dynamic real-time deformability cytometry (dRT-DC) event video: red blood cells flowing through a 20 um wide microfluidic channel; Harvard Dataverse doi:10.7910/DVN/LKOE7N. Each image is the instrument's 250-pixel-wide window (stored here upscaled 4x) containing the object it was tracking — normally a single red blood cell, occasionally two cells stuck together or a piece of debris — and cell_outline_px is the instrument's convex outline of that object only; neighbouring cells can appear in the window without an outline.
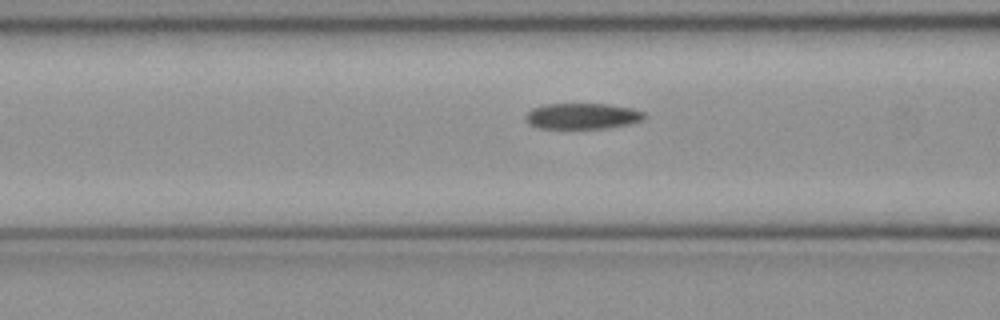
{"species": "common noctule bat (a hibernating species)", "species_latin": "Nyctalus noctula", "temperature_condition": "cold", "stored_images_in_passage": 17, "camera_frame_rate_fps": 3000, "um_per_image_px": 0.085, "animal": {"sex": "female", "body_mass_g": 21.9}, "frame": {"image": 1, "passage_image": 5, "time_ms": 1.333, "image_size_px": [1000, 320], "cell_outline_px": [[648, 116], [644, 120], [628, 124], [608, 128], [540, 128], [532, 124], [524, 116], [532, 108], [544, 104], [608, 104], [632, 108], [644, 112]], "centroid_in_image_um": [49.56, 9.86], "position_along_channel_um": 117.0, "area_um2": 17.86}}
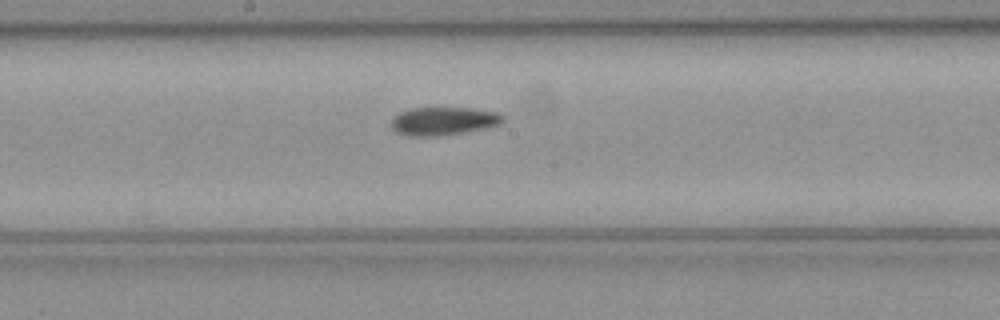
{"frame": {"image": 2, "passage_image": 12, "time_ms": 3.667, "image_size_px": [1000, 320], "cell_outline_px": [[504, 120], [496, 124], [484, 128], [464, 132], [440, 136], [408, 136], [396, 132], [392, 128], [392, 120], [400, 112], [408, 108], [472, 108], [496, 112], [504, 116]], "centroid_in_image_um": [37.66, 10.29], "position_along_channel_um": 210.5, "area_um2": 18.15}}
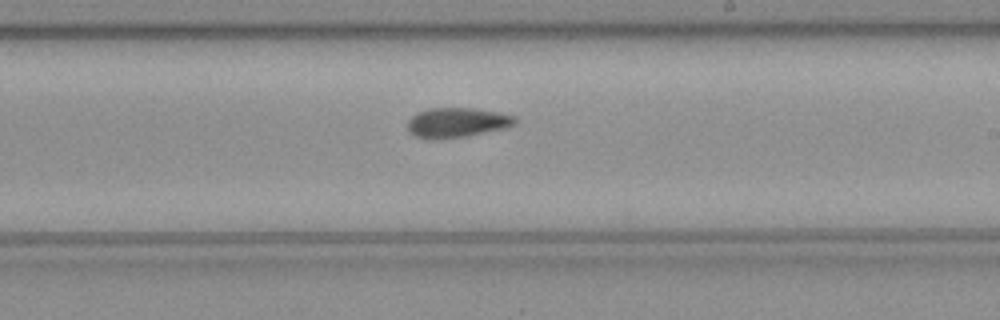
{"frame": {"image": 3, "passage_image": 15, "time_ms": 4.667, "image_size_px": [1000, 320], "cell_outline_px": [[516, 124], [504, 128], [464, 136], [416, 136], [408, 132], [408, 120], [412, 116], [428, 108], [472, 108], [496, 112], [516, 116]], "centroid_in_image_um": [38.88, 10.37], "position_along_channel_um": 250.1, "area_um2": 17.74}}